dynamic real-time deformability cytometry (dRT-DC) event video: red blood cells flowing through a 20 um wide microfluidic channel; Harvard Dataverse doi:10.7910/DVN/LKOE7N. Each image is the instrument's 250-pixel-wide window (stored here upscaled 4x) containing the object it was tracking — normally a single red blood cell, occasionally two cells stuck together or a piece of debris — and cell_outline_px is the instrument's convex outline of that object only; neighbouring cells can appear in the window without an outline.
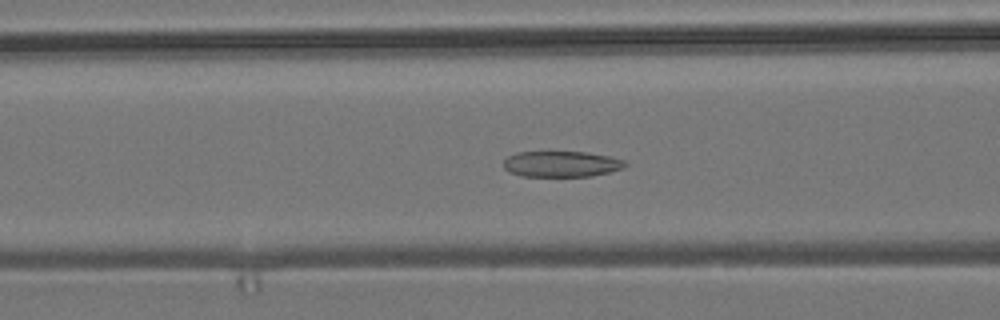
{"species": "common noctule bat (a hibernating species)", "species_latin": "Nyctalus noctula", "temperature_condition": "room temperature", "stored_images_in_passage": 47, "camera_frame_rate_fps": 3000, "um_per_image_px": 0.085, "animal": {"sex": "male", "body_mass_g": 19.2, "forearm_length_mm": 51.8}, "frame": {"image": 1, "passage_image": 17, "time_ms": 5.333, "image_size_px": [1000, 320], "cell_outline_px": [[628, 164], [624, 168], [612, 172], [592, 176], [520, 176], [508, 172], [504, 168], [504, 160], [508, 156], [516, 152], [588, 152], [612, 156], [624, 160]], "centroid_in_image_um": [47.76, 13.94], "position_along_channel_um": 118.8, "area_um2": 18.61}}
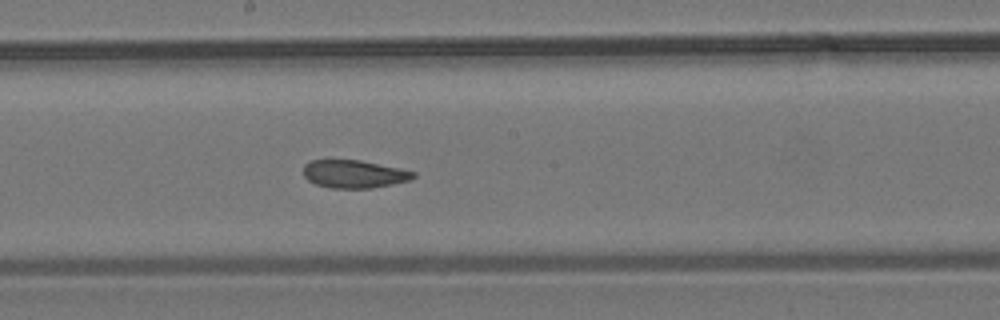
{"frame": {"image": 2, "passage_image": 25, "time_ms": 8.0, "image_size_px": [1000, 320], "cell_outline_px": [[416, 176], [408, 180], [372, 188], [332, 188], [316, 184], [308, 180], [304, 176], [304, 164], [312, 160], [360, 160], [400, 168], [416, 172]], "centroid_in_image_um": [30.09, 14.78], "position_along_channel_um": 218.1, "area_um2": 17.74}}
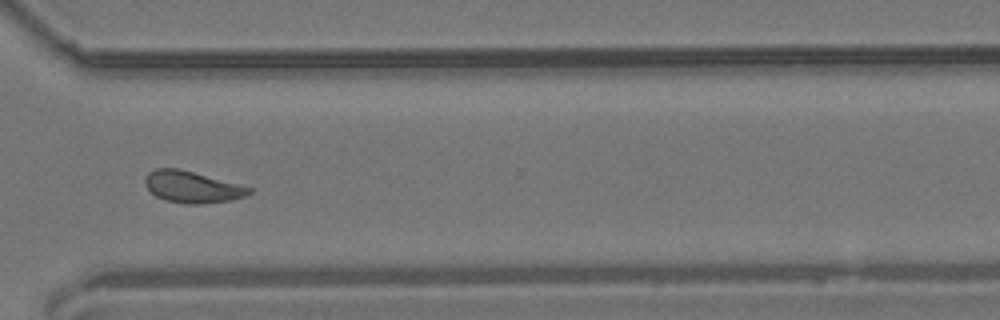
{"frame": {"image": 3, "passage_image": 36, "time_ms": 11.667, "image_size_px": [1000, 320], "cell_outline_px": [[252, 192], [244, 196], [232, 200], [200, 204], [184, 204], [164, 200], [156, 196], [144, 184], [144, 180], [148, 172], [156, 168], [180, 168], [252, 188]], "centroid_in_image_um": [16.3, 15.89], "position_along_channel_um": 354.3, "area_um2": 19.13}, "authors_computed_cell_mechanics": {"area_um2": 18.9006, "velocity_mm_per_s": 3.7193, "shape_relaxation_time_tau1_ms": null, "shape_relaxation_time_tau2_ms": 2.2565, "deformation_change_tau1": null, "deformation_change_tau2": 0.085}}